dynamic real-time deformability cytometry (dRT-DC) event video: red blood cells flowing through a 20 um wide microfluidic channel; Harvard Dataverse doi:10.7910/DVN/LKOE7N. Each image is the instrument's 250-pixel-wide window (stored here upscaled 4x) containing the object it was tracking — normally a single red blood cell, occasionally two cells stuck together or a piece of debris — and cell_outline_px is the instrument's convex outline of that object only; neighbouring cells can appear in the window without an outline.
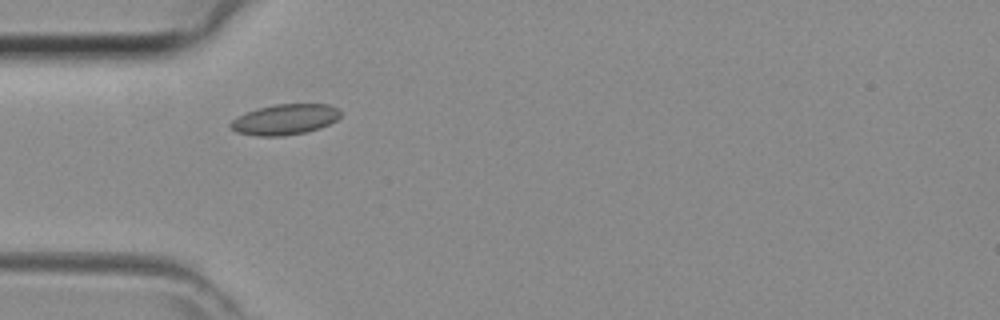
{"species": "common noctule bat (a hibernating species)", "species_latin": "Nyctalus noctula", "temperature_condition": "room temperature", "stored_images_in_passage": 27, "camera_frame_rate_fps": 3000, "um_per_image_px": 0.085, "animal": {"sex": "female", "body_mass_g": 29.2, "forearm_length_mm": 56.3}, "frame": {"image": 1, "passage_image": 1, "time_ms": 0.0, "image_size_px": [1000, 320], "cell_outline_px": [[340, 116], [336, 120], [320, 128], [304, 132], [284, 136], [256, 136], [236, 132], [228, 124], [236, 116], [256, 108], [276, 104], [328, 104], [340, 108]], "centroid_in_image_um": [24.2, 10.15], "position_along_channel_um": 60.8, "area_um2": 19.71}}
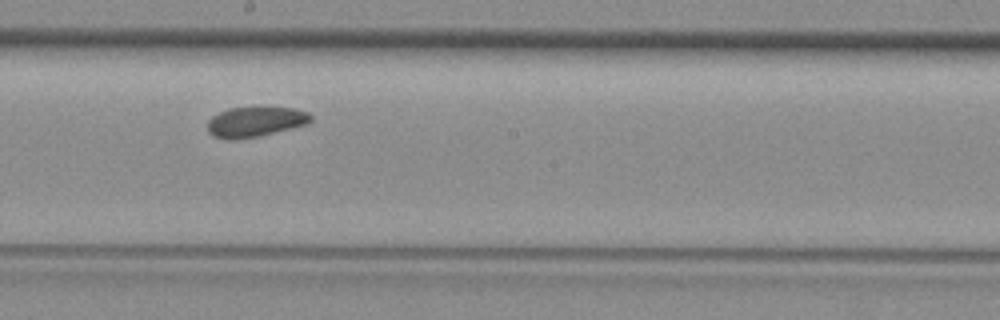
{"frame": {"image": 2, "passage_image": 12, "time_ms": 3.667, "image_size_px": [1000, 320], "cell_outline_px": [[312, 120], [308, 124], [256, 136], [228, 140], [216, 136], [208, 132], [208, 120], [212, 116], [228, 108], [268, 104], [296, 108], [308, 112], [312, 116]], "centroid_in_image_um": [21.75, 10.27], "position_along_channel_um": 226.5, "area_um2": 18.73}}
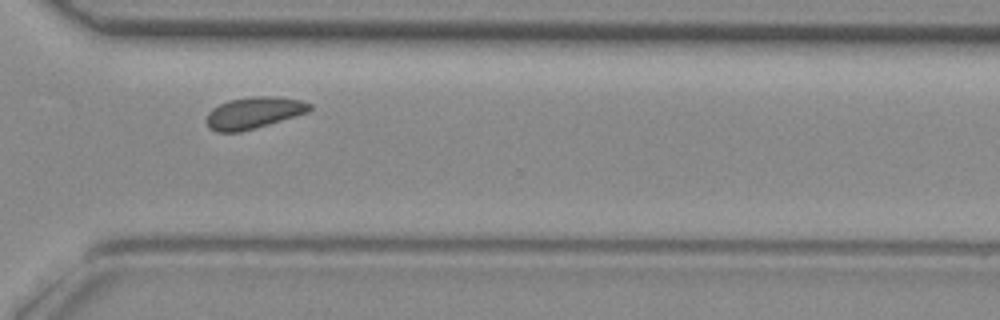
{"frame": {"image": 3, "passage_image": 20, "time_ms": 6.333, "image_size_px": [1000, 320], "cell_outline_px": [[312, 108], [308, 112], [268, 124], [240, 132], [216, 132], [208, 128], [208, 112], [212, 108], [228, 100], [252, 96], [276, 96], [300, 100], [312, 104]], "centroid_in_image_um": [21.57, 9.58], "position_along_channel_um": 349.0, "area_um2": 18.9}}